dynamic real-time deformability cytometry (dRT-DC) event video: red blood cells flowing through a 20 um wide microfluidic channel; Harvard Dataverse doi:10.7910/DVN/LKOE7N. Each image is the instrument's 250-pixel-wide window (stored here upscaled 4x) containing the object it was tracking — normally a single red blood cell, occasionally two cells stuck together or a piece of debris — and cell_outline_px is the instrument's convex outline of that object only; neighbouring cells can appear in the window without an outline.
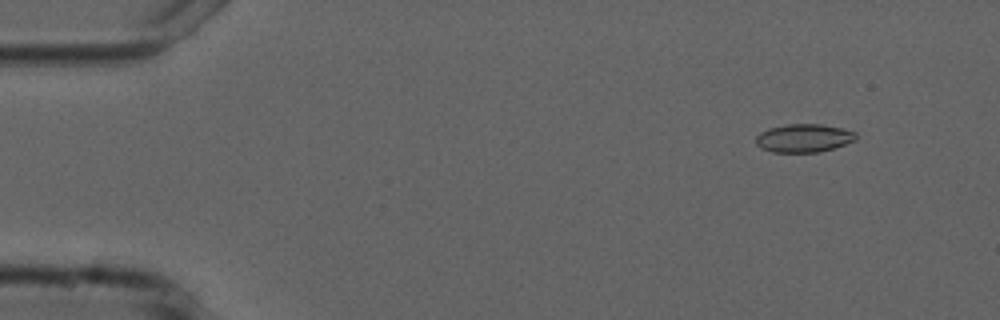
{"species": "common noctule bat (a hibernating species)", "species_latin": "Nyctalus noctula", "temperature_condition": "cold", "stored_images_in_passage": 5, "camera_frame_rate_fps": 3000, "um_per_image_px": 0.085, "animal": {"sex": "male", "forearm_length_mm": 52.5}, "frame": {"image": 1, "passage_image": 2, "time_ms": 1.333, "image_size_px": [1000, 320], "cell_outline_px": [[856, 140], [832, 148], [816, 152], [772, 152], [760, 148], [756, 144], [756, 136], [760, 132], [768, 128], [788, 124], [820, 124], [840, 128], [856, 132]], "centroid_in_image_um": [68.28, 11.73], "position_along_channel_um": 16.7, "area_um2": 16.36}}
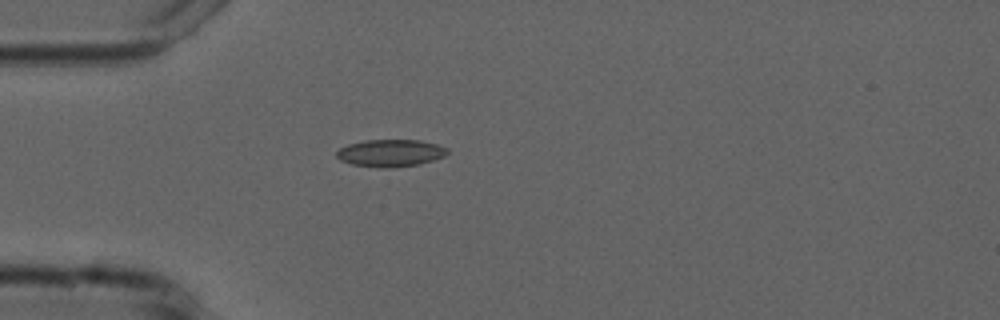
{"frame": {"image": 2, "passage_image": 5, "time_ms": 4.667, "image_size_px": [1000, 320], "cell_outline_px": [[448, 152], [444, 156], [420, 164], [384, 168], [380, 168], [352, 164], [340, 160], [336, 156], [336, 152], [340, 148], [348, 144], [364, 140], [420, 140], [436, 144], [448, 148]], "centroid_in_image_um": [33.17, 13.0], "position_along_channel_um": 51.8, "area_um2": 17.51}}